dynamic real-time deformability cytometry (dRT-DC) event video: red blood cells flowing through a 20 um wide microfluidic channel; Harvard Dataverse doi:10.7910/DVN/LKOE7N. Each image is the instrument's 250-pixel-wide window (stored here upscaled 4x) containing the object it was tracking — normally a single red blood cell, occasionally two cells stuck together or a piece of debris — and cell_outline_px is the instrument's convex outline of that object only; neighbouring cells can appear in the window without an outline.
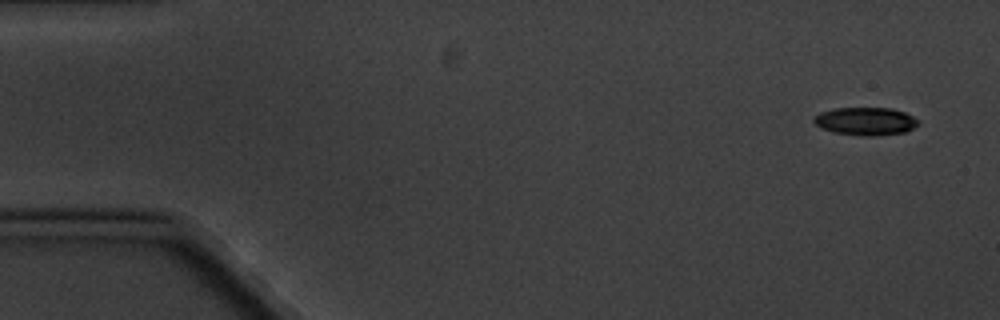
{"species": "common noctule bat (a hibernating species)", "species_latin": "Nyctalus noctula", "temperature_condition": "cold", "stored_images_in_passage": 10, "camera_frame_rate_fps": 3000, "um_per_image_px": 0.085, "animal": {"sex": "male", "body_mass_g": 20.1, "forearm_length_mm": 53.5}, "frame": {"image": 1, "passage_image": 1, "time_ms": 0.0, "image_size_px": [1000, 320], "cell_outline_px": [[916, 124], [912, 128], [904, 132], [872, 136], [864, 136], [836, 132], [820, 128], [812, 120], [812, 116], [820, 112], [832, 108], [892, 108], [904, 112], [912, 116], [916, 120]], "centroid_in_image_um": [73.49, 10.29], "position_along_channel_um": 11.5, "area_um2": 16.82}}
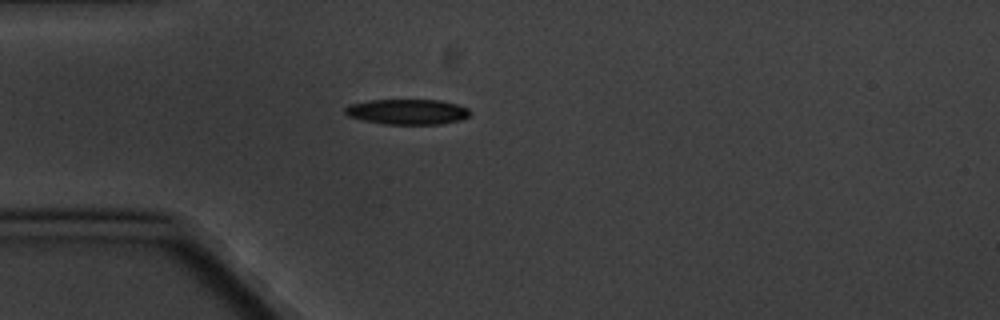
{"frame": {"image": 2, "passage_image": 4, "time_ms": 4.333, "image_size_px": [1000, 320], "cell_outline_px": [[472, 112], [468, 116], [460, 120], [440, 124], [384, 124], [364, 120], [348, 116], [344, 112], [344, 108], [348, 104], [372, 100], [440, 100], [456, 104], [468, 108]], "centroid_in_image_um": [34.62, 9.5], "position_along_channel_um": 50.4, "area_um2": 18.44}}